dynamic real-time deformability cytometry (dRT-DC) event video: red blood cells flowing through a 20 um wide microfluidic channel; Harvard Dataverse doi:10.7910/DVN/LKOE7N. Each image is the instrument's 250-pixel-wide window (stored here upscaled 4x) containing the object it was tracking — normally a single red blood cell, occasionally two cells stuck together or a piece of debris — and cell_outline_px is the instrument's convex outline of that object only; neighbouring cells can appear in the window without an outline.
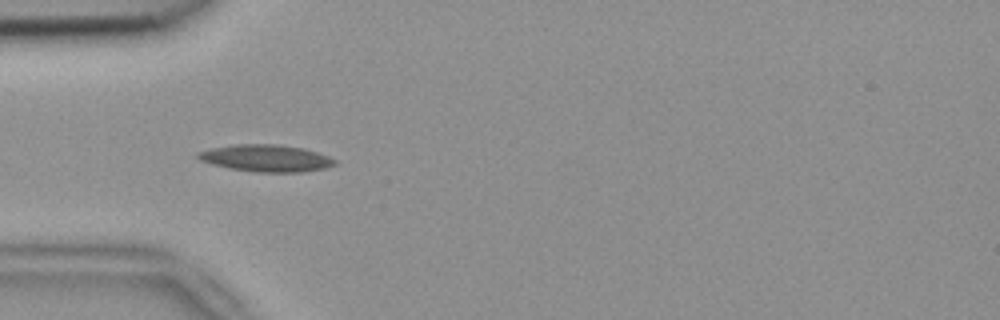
{"species": "common noctule bat (a hibernating species)", "species_latin": "Nyctalus noctula", "temperature_condition": "room temperature", "stored_images_in_passage": 35, "camera_frame_rate_fps": 3000, "um_per_image_px": 0.085, "animal": {"sex": "female", "body_mass_g": 18.4}, "frame": {"image": 1, "passage_image": 3, "time_ms": 0.667, "image_size_px": [1000, 320], "cell_outline_px": [[336, 164], [324, 168], [300, 172], [256, 172], [228, 168], [212, 164], [200, 160], [196, 156], [196, 152], [208, 148], [232, 144], [276, 144], [304, 148], [328, 156], [336, 160]], "centroid_in_image_um": [22.56, 13.43], "position_along_channel_um": 62.4, "area_um2": 21.62}}
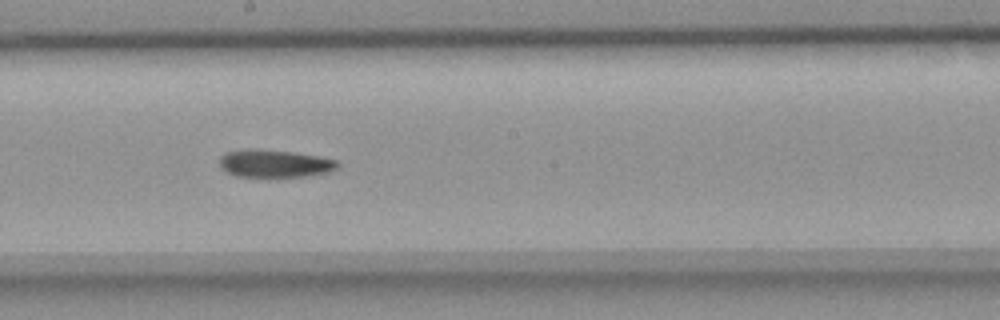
{"frame": {"image": 2, "passage_image": 16, "time_ms": 5.0, "image_size_px": [1000, 320], "cell_outline_px": [[340, 164], [336, 168], [328, 172], [304, 176], [236, 176], [228, 172], [220, 164], [220, 156], [224, 152], [248, 148], [256, 148], [292, 152], [320, 156], [336, 160]], "centroid_in_image_um": [23.34, 13.87], "position_along_channel_um": 224.9, "area_um2": 18.9}}
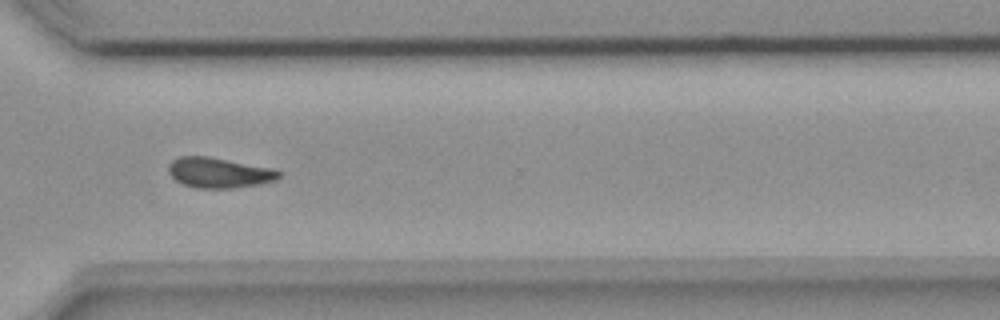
{"frame": {"image": 3, "passage_image": 26, "time_ms": 8.333, "image_size_px": [1000, 320], "cell_outline_px": [[284, 172], [276, 180], [260, 184], [232, 188], [196, 188], [184, 184], [176, 180], [168, 172], [168, 164], [172, 160], [180, 156], [208, 156], [272, 168]], "centroid_in_image_um": [18.63, 14.67], "position_along_channel_um": 352.0, "area_um2": 19.54}}